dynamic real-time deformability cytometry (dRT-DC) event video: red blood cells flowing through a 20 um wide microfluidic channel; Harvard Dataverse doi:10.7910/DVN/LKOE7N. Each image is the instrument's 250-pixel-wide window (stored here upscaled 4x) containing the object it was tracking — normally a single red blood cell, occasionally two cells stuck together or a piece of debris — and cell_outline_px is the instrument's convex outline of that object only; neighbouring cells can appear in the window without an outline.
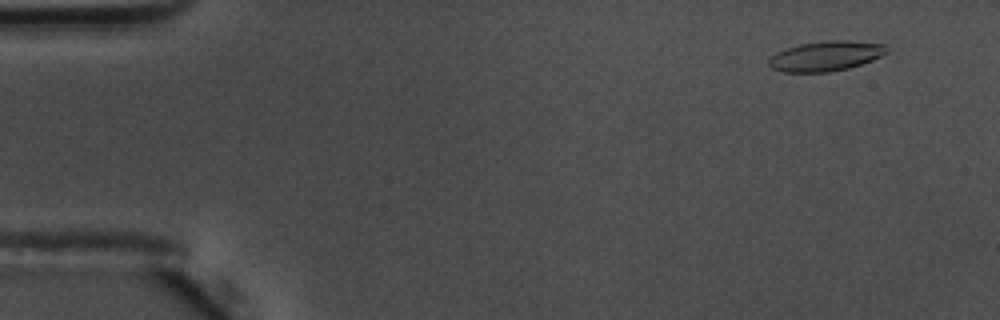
{"species": "common noctule bat (a hibernating species)", "species_latin": "Nyctalus noctula", "temperature_condition": "warm", "stored_images_in_passage": 31, "camera_frame_rate_fps": 3000, "um_per_image_px": 0.085, "animal": {"sex": "male", "body_mass_g": 17.5, "forearm_length_mm": 52.3}, "frame": {"image": 1, "passage_image": 5, "time_ms": 1.333, "image_size_px": [1000, 320], "cell_outline_px": [[888, 52], [872, 60], [848, 68], [828, 72], [784, 72], [772, 68], [768, 64], [768, 60], [776, 52], [800, 44], [832, 40], [844, 40], [884, 44]], "centroid_in_image_um": [70.17, 4.77], "position_along_channel_um": 14.8, "area_um2": 20.29}}
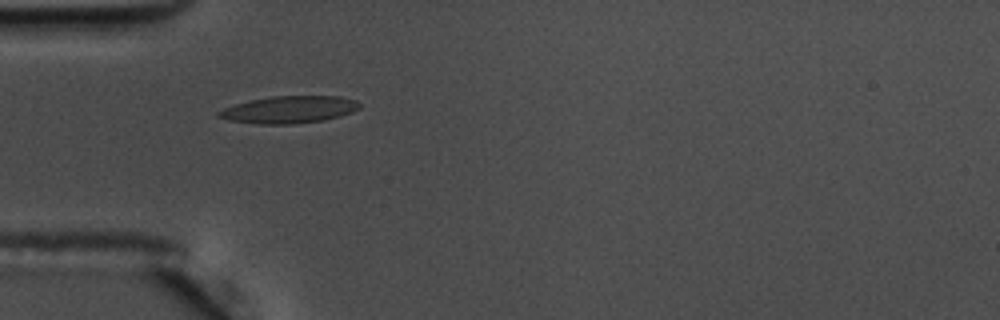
{"frame": {"image": 2, "passage_image": 18, "time_ms": 5.667, "image_size_px": [1000, 320], "cell_outline_px": [[360, 108], [352, 112], [340, 116], [324, 120], [292, 124], [260, 124], [228, 120], [216, 116], [216, 112], [224, 108], [236, 104], [252, 100], [272, 96], [340, 96], [356, 100], [360, 104]], "centroid_in_image_um": [24.59, 9.32], "position_along_channel_um": 60.4, "area_um2": 22.25}}